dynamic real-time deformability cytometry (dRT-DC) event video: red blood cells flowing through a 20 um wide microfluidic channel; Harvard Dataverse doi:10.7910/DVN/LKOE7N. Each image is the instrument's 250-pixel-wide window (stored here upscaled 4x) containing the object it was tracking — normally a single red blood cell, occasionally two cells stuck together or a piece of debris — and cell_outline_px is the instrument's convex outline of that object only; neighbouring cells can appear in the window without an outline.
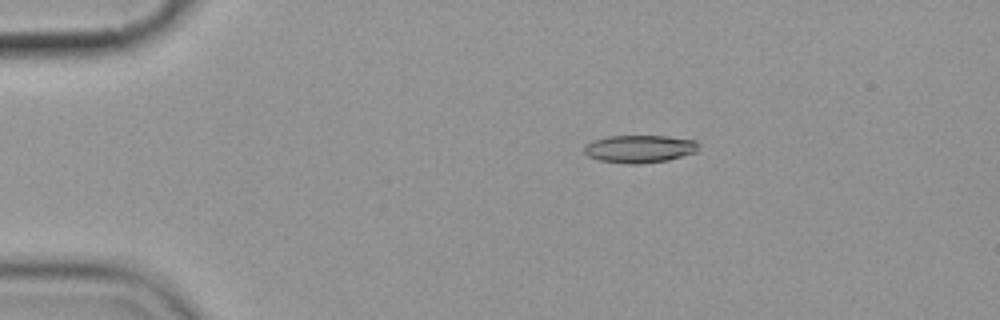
{"species": "common noctule bat (a hibernating species)", "species_latin": "Nyctalus noctula", "temperature_condition": "cold", "stored_images_in_passage": 3, "camera_frame_rate_fps": 3000, "um_per_image_px": 0.085, "animal": {"sex": "female", "body_mass_g": 19.9}, "frame": {"image": 1, "passage_image": 2, "time_ms": 1.333, "image_size_px": [1000, 320], "cell_outline_px": [[696, 152], [668, 160], [636, 164], [628, 164], [600, 160], [588, 156], [584, 152], [584, 148], [592, 140], [608, 136], [668, 136], [696, 140]], "centroid_in_image_um": [54.34, 12.65], "position_along_channel_um": 30.7, "area_um2": 18.26}}